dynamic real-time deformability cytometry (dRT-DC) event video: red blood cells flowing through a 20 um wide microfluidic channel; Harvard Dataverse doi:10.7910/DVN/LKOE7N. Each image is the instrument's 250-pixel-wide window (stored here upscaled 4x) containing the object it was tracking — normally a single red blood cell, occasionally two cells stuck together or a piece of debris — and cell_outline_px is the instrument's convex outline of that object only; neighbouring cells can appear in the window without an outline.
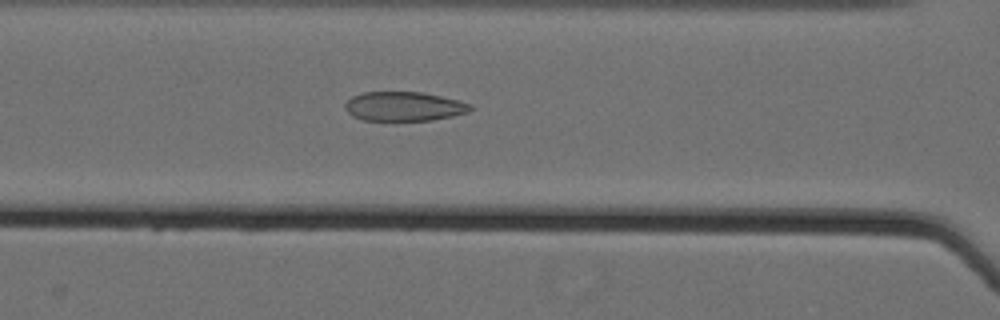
{"species": "Egyptian fruit bat (a non-hibernating species)", "species_latin": "Rousettus aegyptiacus", "temperature_condition": "cold", "stored_images_in_passage": 62, "camera_frame_rate_fps": 3000, "um_per_image_px": 0.085, "animal": {"sex": "female"}, "frame": {"image": 1, "passage_image": 32, "time_ms": 10.333, "image_size_px": [1000, 320], "cell_outline_px": [[472, 108], [468, 112], [452, 116], [432, 120], [360, 120], [352, 116], [344, 108], [344, 104], [352, 96], [360, 92], [420, 92], [460, 100], [472, 104]], "centroid_in_image_um": [34.31, 9.04], "position_along_channel_um": 132.3, "area_um2": 21.44}}
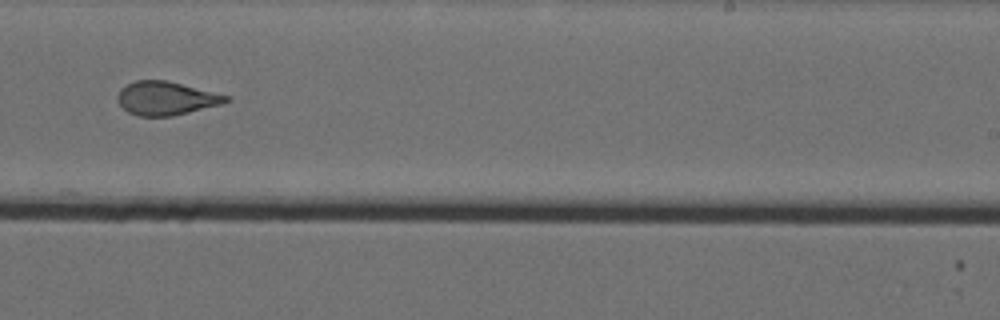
{"frame": {"image": 2, "passage_image": 44, "time_ms": 14.333, "image_size_px": [1000, 320], "cell_outline_px": [[232, 100], [224, 104], [172, 116], [140, 116], [128, 112], [116, 100], [116, 96], [120, 88], [136, 80], [168, 80], [232, 96]], "centroid_in_image_um": [14.17, 8.35], "position_along_channel_um": 274.8, "area_um2": 21.56}}
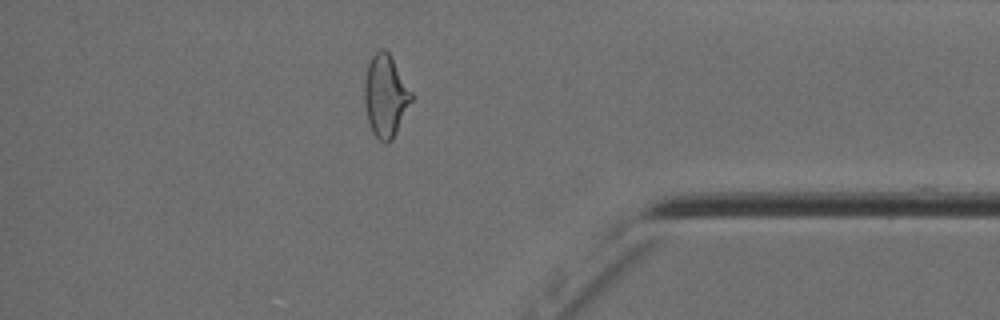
{"frame": {"image": 3, "passage_image": 56, "time_ms": 18.333, "image_size_px": [1000, 320], "cell_outline_px": [[412, 100], [392, 140], [388, 144], [384, 144], [372, 132], [368, 120], [364, 104], [364, 80], [368, 64], [372, 56], [380, 48], [384, 48], [388, 52], [412, 92]], "centroid_in_image_um": [32.75, 8.16], "position_along_channel_um": 402.5, "area_um2": 22.31}, "authors_computed_cell_mechanics": {"area_um2": 24.2471, "velocity_mm_per_s": 3.5702, "shape_relaxation_time_tau1_ms": null, "shape_relaxation_time_tau2_ms": 1.3282, "deformation_change_tau1": null, "deformation_change_tau2": 0.0943}}